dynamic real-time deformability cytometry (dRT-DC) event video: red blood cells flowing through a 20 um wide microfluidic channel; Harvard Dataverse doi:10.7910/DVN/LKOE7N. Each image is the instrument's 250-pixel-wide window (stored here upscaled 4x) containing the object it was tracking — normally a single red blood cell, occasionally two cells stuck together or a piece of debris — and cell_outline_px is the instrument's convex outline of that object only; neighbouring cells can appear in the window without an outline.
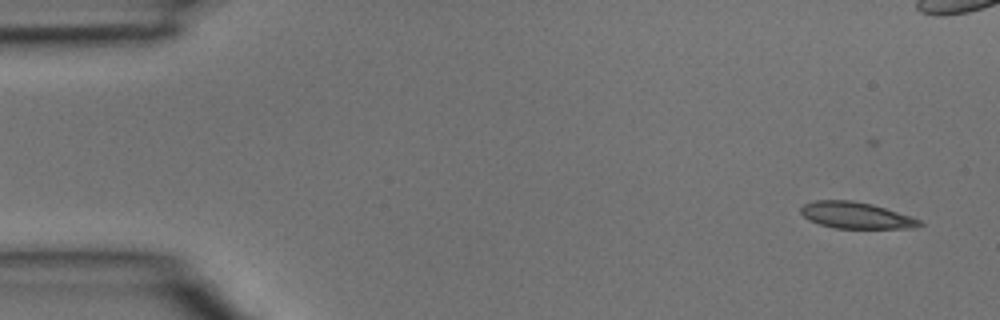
{"species": "common noctule bat (a hibernating species)", "species_latin": "Nyctalus noctula", "temperature_condition": "room temperature", "stored_images_in_passage": 5, "camera_frame_rate_fps": 3000, "um_per_image_px": 0.085, "animal": {"sex": "male", "body_mass_g": 15.6}, "frame": {"image": 1, "passage_image": 1, "time_ms": 0.0, "image_size_px": [1000, 320], "cell_outline_px": [[924, 224], [916, 228], [836, 228], [820, 224], [804, 216], [800, 212], [800, 208], [804, 204], [816, 200], [852, 200], [872, 204], [912, 216], [920, 220]], "centroid_in_image_um": [72.8, 18.3], "position_along_channel_um": 12.2, "area_um2": 18.21}}